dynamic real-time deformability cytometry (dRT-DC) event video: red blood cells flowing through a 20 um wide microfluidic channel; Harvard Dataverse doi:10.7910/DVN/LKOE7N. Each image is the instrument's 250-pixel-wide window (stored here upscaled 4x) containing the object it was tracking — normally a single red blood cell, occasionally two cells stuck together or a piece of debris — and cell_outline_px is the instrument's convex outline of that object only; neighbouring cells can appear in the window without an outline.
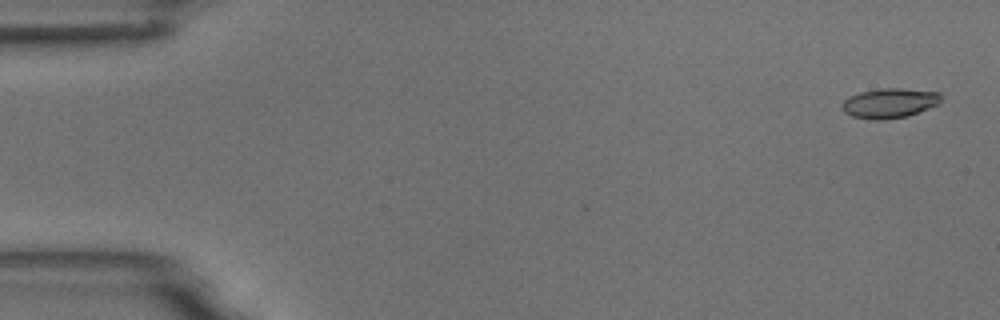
{"species": "common noctule bat (a hibernating species)", "species_latin": "Nyctalus noctula", "temperature_condition": "room temperature", "stored_images_in_passage": 5, "camera_frame_rate_fps": 3000, "um_per_image_px": 0.085, "animal": {"sex": "male", "body_mass_g": 18.8}, "frame": {"image": 1, "passage_image": 1, "time_ms": 0.0, "image_size_px": [1000, 320], "cell_outline_px": [[940, 104], [908, 116], [884, 120], [872, 120], [852, 116], [844, 112], [840, 104], [848, 96], [860, 92], [880, 88], [900, 88], [940, 92]], "centroid_in_image_um": [75.59, 8.77], "position_along_channel_um": 9.4, "area_um2": 17.4}}
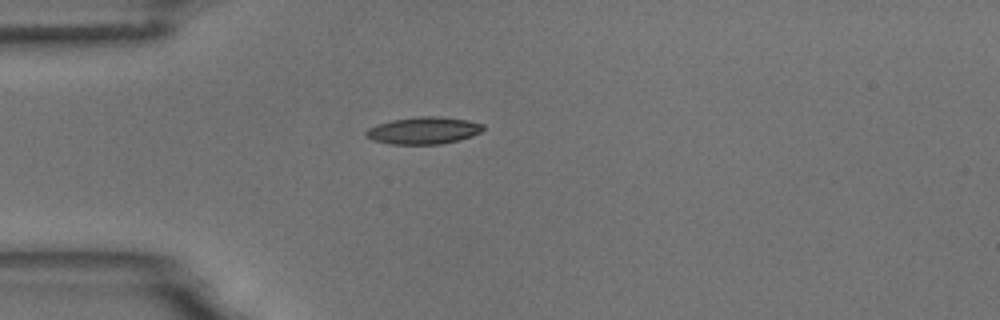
{"frame": {"image": 2, "passage_image": 4, "time_ms": 1.0, "image_size_px": [1000, 320], "cell_outline_px": [[484, 128], [480, 132], [472, 136], [460, 140], [440, 144], [388, 144], [372, 140], [364, 136], [364, 132], [368, 128], [376, 124], [392, 120], [416, 116], [436, 116], [468, 120], [484, 124]], "centroid_in_image_um": [35.97, 11.09], "position_along_channel_um": 49.0, "area_um2": 18.73}}